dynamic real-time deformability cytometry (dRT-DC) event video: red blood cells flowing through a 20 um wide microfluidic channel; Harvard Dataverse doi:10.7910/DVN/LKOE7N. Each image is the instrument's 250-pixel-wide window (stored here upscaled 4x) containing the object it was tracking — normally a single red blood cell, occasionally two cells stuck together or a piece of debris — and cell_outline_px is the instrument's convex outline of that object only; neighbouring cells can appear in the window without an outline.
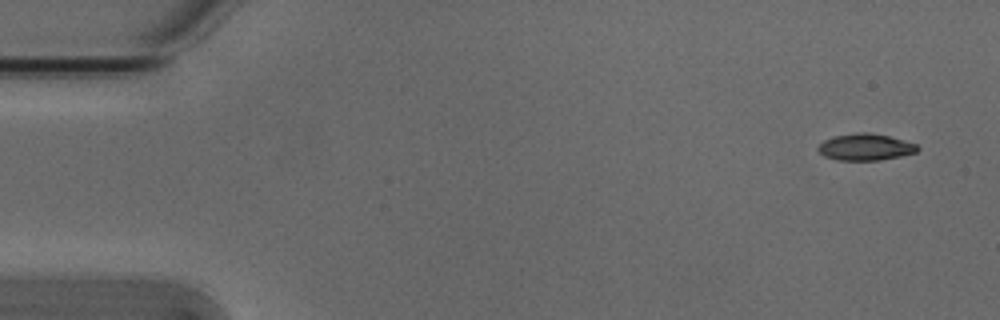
{"species": "Egyptian fruit bat (a non-hibernating species)", "species_latin": "Rousettus aegyptiacus", "temperature_condition": "cold", "stored_images_in_passage": 2, "segment_of_instrument_passage": [2, 2], "camera_frame_rate_fps": 3000, "um_per_image_px": 0.085, "animal": {"sex": "male"}, "frame": {"image": 1, "passage_image": 2, "time_ms": 0.333, "image_size_px": [1000, 320], "cell_outline_px": [[920, 148], [916, 152], [900, 156], [880, 160], [840, 160], [824, 156], [816, 148], [824, 140], [836, 136], [856, 132], [868, 132], [888, 136], [916, 144]], "centroid_in_image_um": [73.55, 12.5], "position_along_channel_um": 11.4, "area_um2": 15.26}}